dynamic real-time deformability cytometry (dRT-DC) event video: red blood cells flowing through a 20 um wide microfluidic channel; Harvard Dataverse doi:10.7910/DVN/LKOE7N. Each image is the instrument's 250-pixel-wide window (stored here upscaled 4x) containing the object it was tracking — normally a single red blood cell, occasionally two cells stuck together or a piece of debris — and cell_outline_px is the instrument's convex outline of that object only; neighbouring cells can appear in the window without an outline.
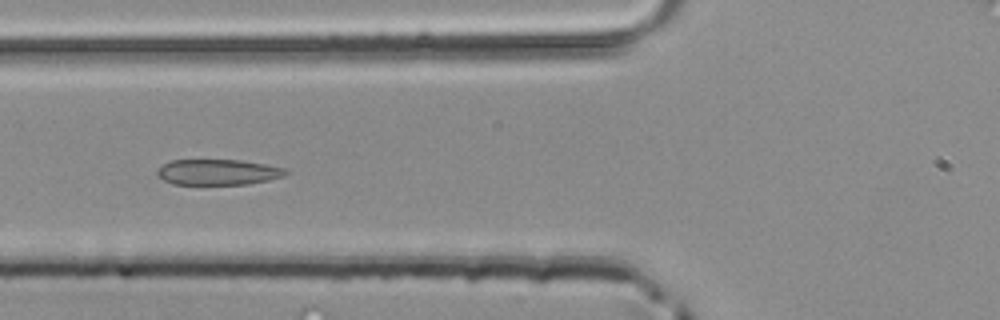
{"species": "common noctule bat (a hibernating species)", "species_latin": "Nyctalus noctula", "temperature_condition": "room temperature", "stored_images_in_passage": 48, "camera_frame_rate_fps": 3000, "um_per_image_px": 0.085, "animal": {"sex": "male", "body_mass_g": 20.4}, "frame": {"image": 1, "passage_image": 18, "time_ms": 5.667, "image_size_px": [1000, 320], "cell_outline_px": [[292, 172], [284, 176], [268, 180], [248, 184], [172, 184], [156, 176], [156, 168], [172, 160], [240, 160], [264, 164], [284, 168]], "centroid_in_image_um": [18.52, 14.63], "position_along_channel_um": 107.3, "area_um2": 19.31}}
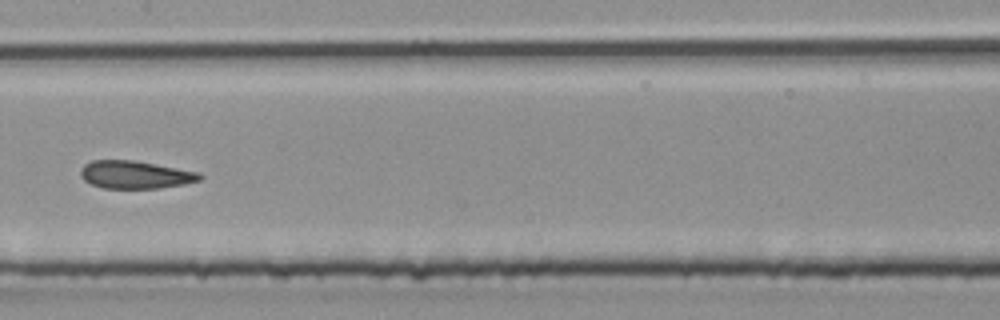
{"frame": {"image": 2, "passage_image": 24, "time_ms": 7.667, "image_size_px": [1000, 320], "cell_outline_px": [[204, 176], [200, 180], [184, 184], [160, 188], [104, 188], [92, 184], [84, 180], [80, 176], [80, 168], [84, 164], [92, 160], [132, 160], [200, 172]], "centroid_in_image_um": [11.49, 14.85], "position_along_channel_um": 195.9, "area_um2": 19.31}}
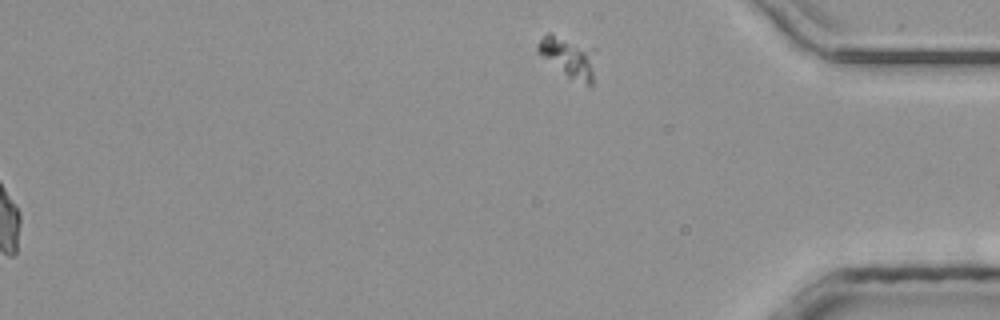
{"frame": {"image": 3, "passage_image": 48, "time_ms": 15.667, "image_size_px": [1000, 320], "cell_outline_px": [[596, 48], [592, 84], [588, 88], [568, 76], [536, 52], [536, 44], [548, 32]], "centroid_in_image_um": [48.36, 4.86], "position_along_channel_um": 386.8, "area_um2": 13.87}}